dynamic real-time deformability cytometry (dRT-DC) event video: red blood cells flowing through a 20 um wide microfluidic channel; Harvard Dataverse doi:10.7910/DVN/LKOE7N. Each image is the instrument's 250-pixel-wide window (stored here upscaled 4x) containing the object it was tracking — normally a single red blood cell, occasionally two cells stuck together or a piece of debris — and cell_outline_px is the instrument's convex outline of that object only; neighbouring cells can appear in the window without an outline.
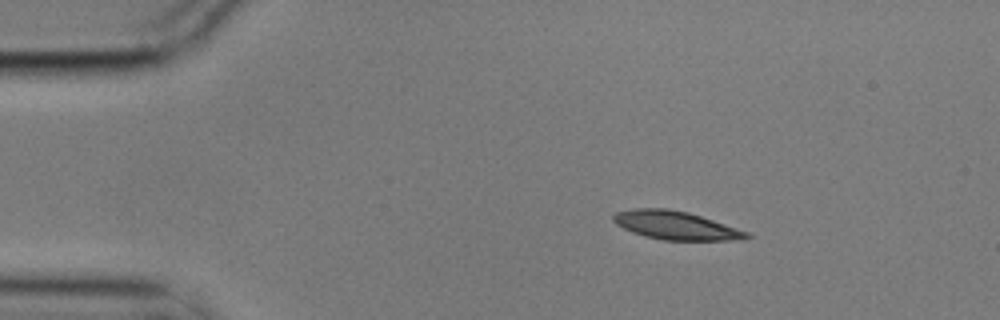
{"species": "common noctule bat (a hibernating species)", "species_latin": "Nyctalus noctula", "temperature_condition": "cold", "stored_images_in_passage": 3, "camera_frame_rate_fps": 3000, "um_per_image_px": 0.085, "animal": {"sex": "male", "body_mass_g": 17.9}, "frame": {"image": 1, "passage_image": 1, "time_ms": 0.0, "image_size_px": [1000, 320], "cell_outline_px": [[752, 236], [740, 240], [664, 240], [644, 236], [632, 232], [616, 224], [612, 220], [612, 216], [616, 212], [632, 208], [668, 208], [688, 212], [748, 232]], "centroid_in_image_um": [57.39, 19.15], "position_along_channel_um": 27.6, "area_um2": 21.96}}